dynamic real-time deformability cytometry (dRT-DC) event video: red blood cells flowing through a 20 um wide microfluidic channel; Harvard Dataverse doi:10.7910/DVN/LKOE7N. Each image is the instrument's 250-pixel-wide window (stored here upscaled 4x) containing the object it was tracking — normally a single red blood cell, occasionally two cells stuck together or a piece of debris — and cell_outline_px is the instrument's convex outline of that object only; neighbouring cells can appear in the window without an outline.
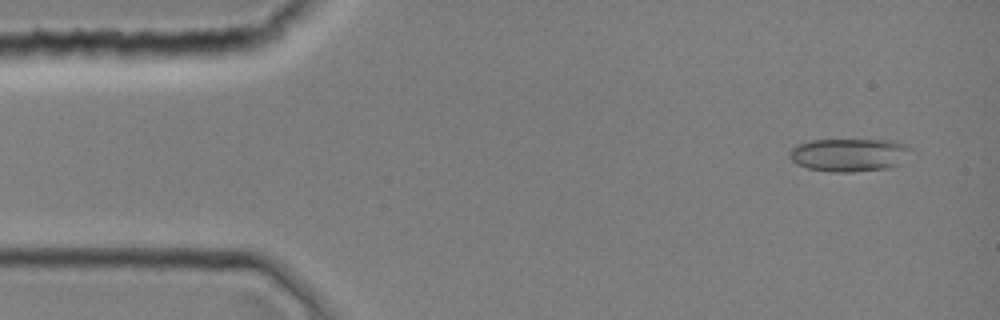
{"species": "common noctule bat (a hibernating species)", "species_latin": "Nyctalus noctula", "temperature_condition": "room temperature", "stored_images_in_passage": 2, "camera_frame_rate_fps": 3000, "um_per_image_px": 0.085, "animal": {"sex": "female", "body_mass_g": 19.0, "forearm_length_mm": 51.5}, "frame": {"image": 1, "passage_image": 2, "time_ms": 0.333, "image_size_px": [1000, 320], "cell_outline_px": [[912, 148], [900, 164], [888, 168], [852, 172], [828, 172], [808, 168], [796, 164], [788, 156], [788, 152], [796, 144], [812, 140], [892, 140], [904, 144]], "centroid_in_image_um": [72.14, 13.16], "position_along_channel_um": 12.9, "area_um2": 23.52}}